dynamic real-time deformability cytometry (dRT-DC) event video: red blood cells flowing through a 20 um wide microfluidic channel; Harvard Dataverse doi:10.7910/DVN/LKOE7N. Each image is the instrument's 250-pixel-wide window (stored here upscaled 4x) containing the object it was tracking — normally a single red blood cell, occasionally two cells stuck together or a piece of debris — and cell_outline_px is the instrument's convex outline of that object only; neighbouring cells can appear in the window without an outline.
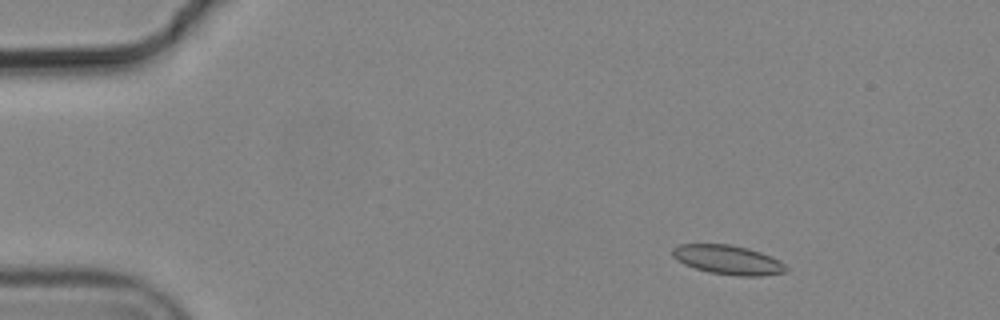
{"species": "common noctule bat (a hibernating species)", "species_latin": "Nyctalus noctula", "temperature_condition": "cold", "stored_images_in_passage": 8, "camera_frame_rate_fps": 3000, "um_per_image_px": 0.085, "animal": {"sex": "male", "body_mass_g": 19.2, "forearm_length_mm": 51.8}, "frame": {"image": 1, "passage_image": 1, "time_ms": 0.0, "image_size_px": [1000, 320], "cell_outline_px": [[788, 272], [760, 276], [740, 276], [708, 272], [684, 264], [672, 256], [672, 248], [680, 244], [728, 244], [748, 248], [760, 252], [784, 264], [788, 268]], "centroid_in_image_um": [61.86, 22.09], "position_along_channel_um": 23.1, "area_um2": 19.19}}
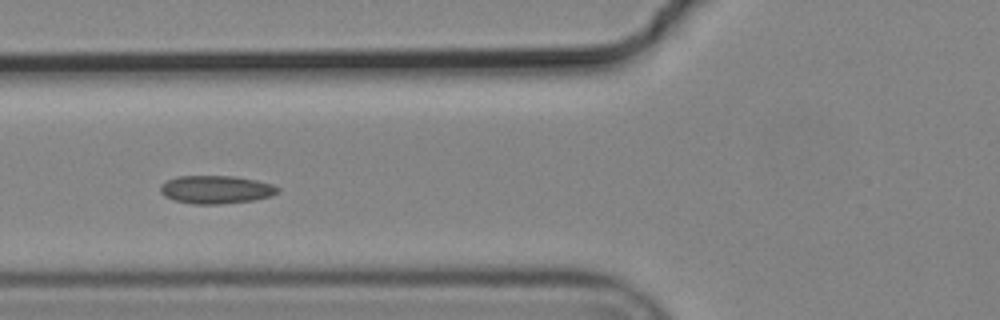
{"frame": {"image": 2, "passage_image": 5, "time_ms": 1.333, "image_size_px": [1000, 320], "cell_outline_px": [[280, 192], [272, 196], [252, 200], [220, 204], [192, 204], [172, 200], [164, 196], [160, 192], [160, 184], [176, 176], [236, 176], [256, 180], [272, 184], [280, 188]], "centroid_in_image_um": [18.35, 16.11], "position_along_channel_um": 107.4, "area_um2": 19.42}}
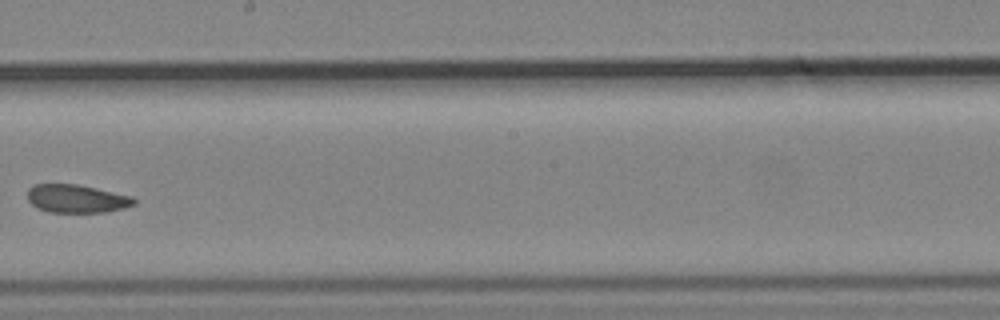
{"frame": {"image": 3, "passage_image": 8, "time_ms": 2.333, "image_size_px": [1000, 320], "cell_outline_px": [[136, 204], [124, 208], [104, 212], [48, 212], [36, 208], [28, 200], [28, 188], [32, 184], [76, 184], [96, 188], [132, 196], [136, 200]], "centroid_in_image_um": [6.5, 16.88], "position_along_channel_um": 241.7, "area_um2": 17.57}}